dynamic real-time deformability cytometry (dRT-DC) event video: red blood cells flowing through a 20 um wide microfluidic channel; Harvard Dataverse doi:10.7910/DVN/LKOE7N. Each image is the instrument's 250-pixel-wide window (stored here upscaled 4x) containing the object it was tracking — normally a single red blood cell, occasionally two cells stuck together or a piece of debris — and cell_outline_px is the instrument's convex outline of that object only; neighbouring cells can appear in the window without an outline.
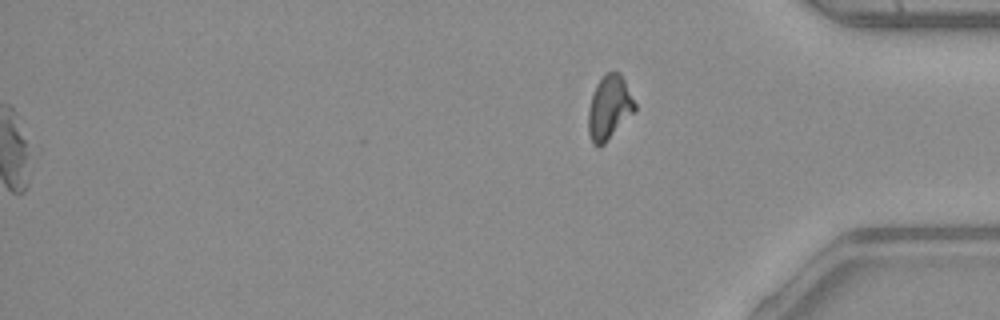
{"species": "common noctule bat (a hibernating species)", "species_latin": "Nyctalus noctula", "temperature_condition": "warm", "stored_images_in_passage": 52, "segment_of_instrument_passage": [2, 2], "camera_frame_rate_fps": 3000, "um_per_image_px": 0.085, "animal": {"sex": "male", "body_mass_g": 23.1, "forearm_length_mm": 52.7}, "frame": {"image": 1, "passage_image": 52, "time_ms": 17.0, "image_size_px": [1000, 320], "cell_outline_px": [[636, 112], [600, 148], [592, 144], [588, 132], [588, 112], [592, 96], [596, 84], [604, 72], [620, 72], [636, 104]], "centroid_in_image_um": [51.79, 9.17], "position_along_channel_um": 383.4, "area_um2": 17.63}}